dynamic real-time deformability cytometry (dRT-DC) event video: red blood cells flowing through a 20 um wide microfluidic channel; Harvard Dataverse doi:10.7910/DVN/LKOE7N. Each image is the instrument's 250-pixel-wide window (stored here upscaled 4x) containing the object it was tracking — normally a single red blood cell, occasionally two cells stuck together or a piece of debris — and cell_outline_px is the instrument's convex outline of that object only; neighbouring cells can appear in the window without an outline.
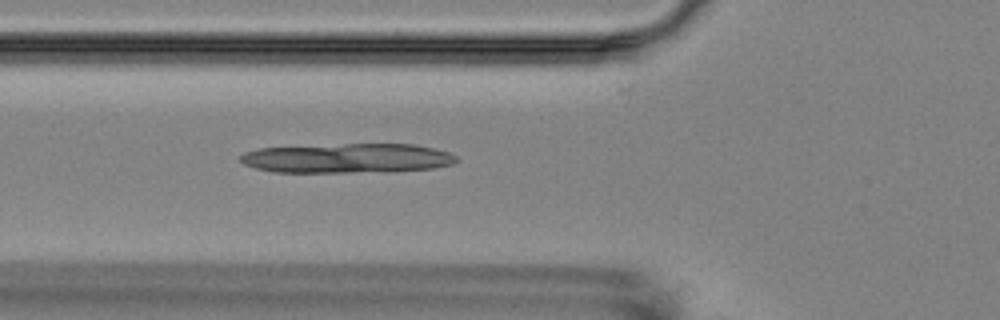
{"species": "Egyptian fruit bat (a non-hibernating species)", "species_latin": "Rousettus aegyptiacus", "temperature_condition": "room temperature", "stored_images_in_passage": 2, "camera_frame_rate_fps": 3000, "um_per_image_px": 0.085, "animal": {"sex": "female"}, "frame": {"image": 1, "passage_image": 2, "time_ms": 1.0, "image_size_px": [1000, 320], "cell_outline_px": [[460, 160], [452, 164], [432, 168], [348, 172], [272, 172], [256, 168], [244, 164], [240, 160], [240, 156], [244, 152], [260, 148], [344, 144], [412, 144], [432, 148], [448, 152], [456, 156]], "centroid_in_image_um": [29.48, 13.44], "position_along_channel_um": 96.3, "area_um2": 36.65}}